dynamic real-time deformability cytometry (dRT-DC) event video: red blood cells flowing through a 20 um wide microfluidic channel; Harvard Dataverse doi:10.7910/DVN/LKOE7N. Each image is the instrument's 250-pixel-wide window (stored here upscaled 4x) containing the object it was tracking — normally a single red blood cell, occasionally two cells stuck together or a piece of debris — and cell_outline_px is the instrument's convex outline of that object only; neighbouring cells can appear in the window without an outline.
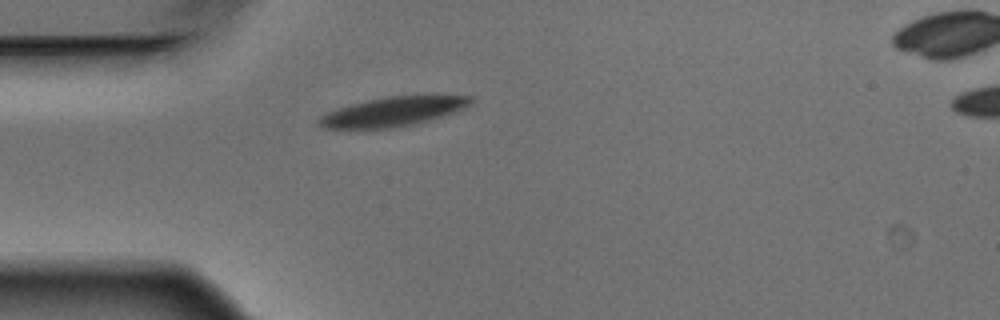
{"species": "Egyptian fruit bat (a non-hibernating species)", "species_latin": "Rousettus aegyptiacus", "temperature_condition": "warm", "stored_images_in_passage": 2, "camera_frame_rate_fps": 3000, "um_per_image_px": 0.085, "animal": {"sex": "male"}, "frame": {"image": 1, "passage_image": 1, "time_ms": 0.0, "image_size_px": [1000, 320], "cell_outline_px": [[476, 96], [472, 104], [464, 108], [428, 120], [396, 128], [324, 128], [316, 124], [320, 116], [336, 108], [384, 96], [432, 92], [436, 92]], "centroid_in_image_um": [33.55, 9.41], "position_along_channel_um": 51.5, "area_um2": 26.99}}